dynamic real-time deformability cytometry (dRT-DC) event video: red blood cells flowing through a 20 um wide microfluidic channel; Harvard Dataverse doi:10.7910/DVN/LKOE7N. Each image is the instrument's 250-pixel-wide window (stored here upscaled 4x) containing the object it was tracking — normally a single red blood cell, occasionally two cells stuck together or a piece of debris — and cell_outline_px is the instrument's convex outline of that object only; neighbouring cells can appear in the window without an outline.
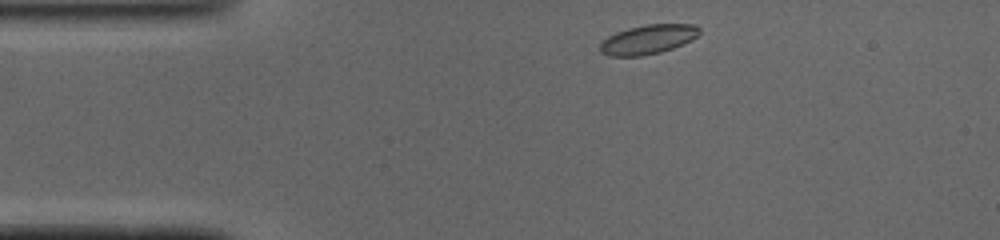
{"species": "common noctule bat (a hibernating species)", "species_latin": "Nyctalus noctula", "temperature_condition": "cold", "stored_images_in_passage": 41, "camera_frame_rate_fps": 3000, "um_per_image_px": 0.085, "animal": {"sex": "male", "body_mass_g": 19.0, "forearm_length_mm": 50.8}, "frame": {"image": 1, "passage_image": 1, "time_ms": 0.0, "image_size_px": [1000, 240], "cell_outline_px": [[700, 32], [692, 40], [672, 48], [660, 52], [640, 56], [608, 56], [600, 52], [600, 44], [608, 36], [616, 32], [628, 28], [644, 24], [696, 24], [700, 28]], "centroid_in_image_um": [55.08, 3.34], "position_along_channel_um": 29.9, "area_um2": 16.99}}
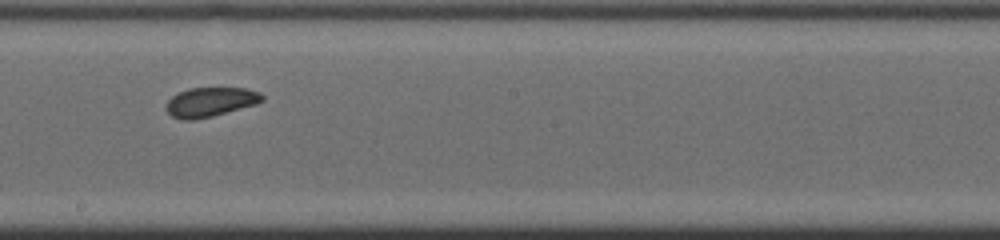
{"frame": {"image": 2, "passage_image": 19, "time_ms": 6.0, "image_size_px": [1000, 240], "cell_outline_px": [[264, 100], [256, 104], [212, 116], [192, 120], [184, 120], [172, 116], [168, 112], [168, 100], [172, 96], [188, 88], [244, 88], [260, 92], [264, 96]], "centroid_in_image_um": [17.91, 8.66], "position_along_channel_um": 230.3, "area_um2": 16.18}}
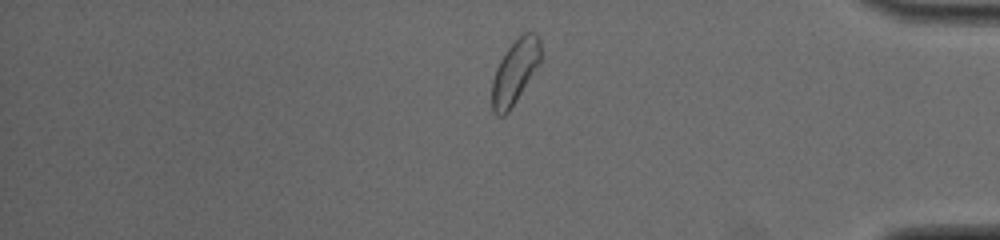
{"frame": {"image": 3, "passage_image": 33, "time_ms": 10.667, "image_size_px": [1000, 240], "cell_outline_px": [[540, 60], [508, 112], [504, 116], [496, 116], [492, 112], [492, 80], [496, 68], [500, 60], [508, 48], [524, 32], [536, 32], [540, 36]], "centroid_in_image_um": [43.74, 6.09], "position_along_channel_um": 391.5, "area_um2": 17.69}, "authors_computed_cell_mechanics": {"area_um2": 16.9932, "velocity_mm_per_s": 4.0685, "shape_relaxation_time_tau1_ms": 11.3799, "shape_relaxation_time_tau2_ms": 1.6141, "deformation_change_tau1": 0.1821, "deformation_change_tau2": 0.0645}}